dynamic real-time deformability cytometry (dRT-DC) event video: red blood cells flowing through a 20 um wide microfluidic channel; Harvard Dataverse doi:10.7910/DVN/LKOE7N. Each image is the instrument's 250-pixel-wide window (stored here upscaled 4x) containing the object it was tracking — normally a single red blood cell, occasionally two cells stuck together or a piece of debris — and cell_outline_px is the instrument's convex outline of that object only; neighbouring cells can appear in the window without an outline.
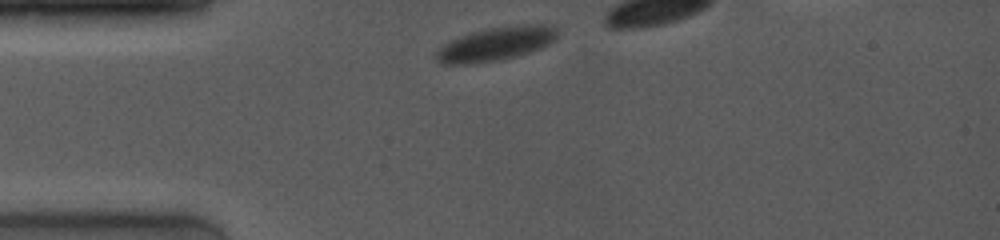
{"species": "common noctule bat (a hibernating species)", "species_latin": "Nyctalus noctula", "temperature_condition": "room temperature", "stored_images_in_passage": 4, "camera_frame_rate_fps": 4000, "um_per_image_px": 0.085, "animal": {"sex": "female", "body_mass_g": 19.0, "forearm_length_mm": 53.3}, "frame": {"image": 1, "passage_image": 1, "time_ms": 0.0, "image_size_px": [1000, 240], "cell_outline_px": [[556, 40], [540, 48], [516, 56], [500, 60], [472, 64], [440, 64], [432, 56], [436, 48], [460, 36], [472, 32], [488, 28], [524, 24], [552, 24], [556, 28]], "centroid_in_image_um": [42.1, 3.74], "position_along_channel_um": 42.9, "area_um2": 24.04}}